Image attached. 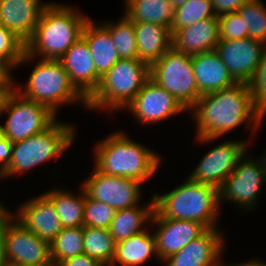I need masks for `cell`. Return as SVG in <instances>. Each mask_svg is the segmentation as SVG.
<instances>
[{"label": "cell", "mask_w": 266, "mask_h": 266, "mask_svg": "<svg viewBox=\"0 0 266 266\" xmlns=\"http://www.w3.org/2000/svg\"><path fill=\"white\" fill-rule=\"evenodd\" d=\"M190 110L194 112L199 143L212 142L243 124L255 132L264 117L255 107L246 83L202 95Z\"/></svg>", "instance_id": "cell-1"}, {"label": "cell", "mask_w": 266, "mask_h": 266, "mask_svg": "<svg viewBox=\"0 0 266 266\" xmlns=\"http://www.w3.org/2000/svg\"><path fill=\"white\" fill-rule=\"evenodd\" d=\"M89 17L56 2L44 9L31 39L26 43V52L18 66L36 59L59 60L82 36Z\"/></svg>", "instance_id": "cell-2"}, {"label": "cell", "mask_w": 266, "mask_h": 266, "mask_svg": "<svg viewBox=\"0 0 266 266\" xmlns=\"http://www.w3.org/2000/svg\"><path fill=\"white\" fill-rule=\"evenodd\" d=\"M94 167L101 173L143 183L159 169L161 157L124 132H114L94 148Z\"/></svg>", "instance_id": "cell-3"}, {"label": "cell", "mask_w": 266, "mask_h": 266, "mask_svg": "<svg viewBox=\"0 0 266 266\" xmlns=\"http://www.w3.org/2000/svg\"><path fill=\"white\" fill-rule=\"evenodd\" d=\"M154 209L163 217L190 220L217 227L220 194L215 187L187 178L180 186L163 195L153 194Z\"/></svg>", "instance_id": "cell-4"}, {"label": "cell", "mask_w": 266, "mask_h": 266, "mask_svg": "<svg viewBox=\"0 0 266 266\" xmlns=\"http://www.w3.org/2000/svg\"><path fill=\"white\" fill-rule=\"evenodd\" d=\"M150 79V66L138 59H119L87 99L88 110H124Z\"/></svg>", "instance_id": "cell-5"}, {"label": "cell", "mask_w": 266, "mask_h": 266, "mask_svg": "<svg viewBox=\"0 0 266 266\" xmlns=\"http://www.w3.org/2000/svg\"><path fill=\"white\" fill-rule=\"evenodd\" d=\"M74 129L67 122L55 120L44 131L13 143L11 161L0 173V178L23 174L33 167L61 157L74 143Z\"/></svg>", "instance_id": "cell-6"}, {"label": "cell", "mask_w": 266, "mask_h": 266, "mask_svg": "<svg viewBox=\"0 0 266 266\" xmlns=\"http://www.w3.org/2000/svg\"><path fill=\"white\" fill-rule=\"evenodd\" d=\"M25 86L22 89L15 84L14 90L24 98L47 106L54 114L64 104L82 103L87 108V99L71 83L59 60L40 59Z\"/></svg>", "instance_id": "cell-7"}, {"label": "cell", "mask_w": 266, "mask_h": 266, "mask_svg": "<svg viewBox=\"0 0 266 266\" xmlns=\"http://www.w3.org/2000/svg\"><path fill=\"white\" fill-rule=\"evenodd\" d=\"M150 79L173 95L187 111L201 97L195 81L192 56L173 46L150 66Z\"/></svg>", "instance_id": "cell-8"}, {"label": "cell", "mask_w": 266, "mask_h": 266, "mask_svg": "<svg viewBox=\"0 0 266 266\" xmlns=\"http://www.w3.org/2000/svg\"><path fill=\"white\" fill-rule=\"evenodd\" d=\"M7 113L1 133L12 143L34 136L48 128L57 118L47 106L29 100L13 91L1 113Z\"/></svg>", "instance_id": "cell-9"}, {"label": "cell", "mask_w": 266, "mask_h": 266, "mask_svg": "<svg viewBox=\"0 0 266 266\" xmlns=\"http://www.w3.org/2000/svg\"><path fill=\"white\" fill-rule=\"evenodd\" d=\"M3 236L7 265L53 266L50 243L29 231L8 209L3 213Z\"/></svg>", "instance_id": "cell-10"}, {"label": "cell", "mask_w": 266, "mask_h": 266, "mask_svg": "<svg viewBox=\"0 0 266 266\" xmlns=\"http://www.w3.org/2000/svg\"><path fill=\"white\" fill-rule=\"evenodd\" d=\"M246 153L238 160L234 171L219 190L220 204L230 201L249 211L257 204L262 184L266 183V153L258 160ZM263 182V183H262Z\"/></svg>", "instance_id": "cell-11"}, {"label": "cell", "mask_w": 266, "mask_h": 266, "mask_svg": "<svg viewBox=\"0 0 266 266\" xmlns=\"http://www.w3.org/2000/svg\"><path fill=\"white\" fill-rule=\"evenodd\" d=\"M93 168L91 176L81 184L90 198L106 203L115 210L139 205L142 193L140 181L107 175Z\"/></svg>", "instance_id": "cell-12"}, {"label": "cell", "mask_w": 266, "mask_h": 266, "mask_svg": "<svg viewBox=\"0 0 266 266\" xmlns=\"http://www.w3.org/2000/svg\"><path fill=\"white\" fill-rule=\"evenodd\" d=\"M245 141H224L205 153L189 179L221 189L225 180L234 171L238 160L247 153Z\"/></svg>", "instance_id": "cell-13"}, {"label": "cell", "mask_w": 266, "mask_h": 266, "mask_svg": "<svg viewBox=\"0 0 266 266\" xmlns=\"http://www.w3.org/2000/svg\"><path fill=\"white\" fill-rule=\"evenodd\" d=\"M266 44L246 37L238 40L219 39L215 51L237 83L248 84L252 79Z\"/></svg>", "instance_id": "cell-14"}, {"label": "cell", "mask_w": 266, "mask_h": 266, "mask_svg": "<svg viewBox=\"0 0 266 266\" xmlns=\"http://www.w3.org/2000/svg\"><path fill=\"white\" fill-rule=\"evenodd\" d=\"M124 110L131 111L134 118L144 125L157 123L187 111L173 95L151 79Z\"/></svg>", "instance_id": "cell-15"}, {"label": "cell", "mask_w": 266, "mask_h": 266, "mask_svg": "<svg viewBox=\"0 0 266 266\" xmlns=\"http://www.w3.org/2000/svg\"><path fill=\"white\" fill-rule=\"evenodd\" d=\"M150 224L158 226L153 234L159 261L179 252L208 230L200 222L163 218L155 209Z\"/></svg>", "instance_id": "cell-16"}, {"label": "cell", "mask_w": 266, "mask_h": 266, "mask_svg": "<svg viewBox=\"0 0 266 266\" xmlns=\"http://www.w3.org/2000/svg\"><path fill=\"white\" fill-rule=\"evenodd\" d=\"M217 228L208 229L203 235L188 243L179 252L167 257L165 266H223V233Z\"/></svg>", "instance_id": "cell-17"}, {"label": "cell", "mask_w": 266, "mask_h": 266, "mask_svg": "<svg viewBox=\"0 0 266 266\" xmlns=\"http://www.w3.org/2000/svg\"><path fill=\"white\" fill-rule=\"evenodd\" d=\"M71 83L88 99L97 89L101 76L96 71L92 53L81 36L59 59Z\"/></svg>", "instance_id": "cell-18"}, {"label": "cell", "mask_w": 266, "mask_h": 266, "mask_svg": "<svg viewBox=\"0 0 266 266\" xmlns=\"http://www.w3.org/2000/svg\"><path fill=\"white\" fill-rule=\"evenodd\" d=\"M18 209L12 215L40 239L51 243L63 229L53 203L44 194L27 200Z\"/></svg>", "instance_id": "cell-19"}, {"label": "cell", "mask_w": 266, "mask_h": 266, "mask_svg": "<svg viewBox=\"0 0 266 266\" xmlns=\"http://www.w3.org/2000/svg\"><path fill=\"white\" fill-rule=\"evenodd\" d=\"M40 0H0V25L25 44L34 34L44 9L50 3Z\"/></svg>", "instance_id": "cell-20"}, {"label": "cell", "mask_w": 266, "mask_h": 266, "mask_svg": "<svg viewBox=\"0 0 266 266\" xmlns=\"http://www.w3.org/2000/svg\"><path fill=\"white\" fill-rule=\"evenodd\" d=\"M218 42V17L198 21L193 25L178 29L172 35V46L191 56L215 50Z\"/></svg>", "instance_id": "cell-21"}, {"label": "cell", "mask_w": 266, "mask_h": 266, "mask_svg": "<svg viewBox=\"0 0 266 266\" xmlns=\"http://www.w3.org/2000/svg\"><path fill=\"white\" fill-rule=\"evenodd\" d=\"M192 64L201 96L237 83L215 50L192 55Z\"/></svg>", "instance_id": "cell-22"}, {"label": "cell", "mask_w": 266, "mask_h": 266, "mask_svg": "<svg viewBox=\"0 0 266 266\" xmlns=\"http://www.w3.org/2000/svg\"><path fill=\"white\" fill-rule=\"evenodd\" d=\"M138 60L151 66L172 47V34L167 26L149 22H133Z\"/></svg>", "instance_id": "cell-23"}, {"label": "cell", "mask_w": 266, "mask_h": 266, "mask_svg": "<svg viewBox=\"0 0 266 266\" xmlns=\"http://www.w3.org/2000/svg\"><path fill=\"white\" fill-rule=\"evenodd\" d=\"M82 37L92 53L96 71L102 77L120 59L111 34L102 23L97 25L89 18L84 25Z\"/></svg>", "instance_id": "cell-24"}, {"label": "cell", "mask_w": 266, "mask_h": 266, "mask_svg": "<svg viewBox=\"0 0 266 266\" xmlns=\"http://www.w3.org/2000/svg\"><path fill=\"white\" fill-rule=\"evenodd\" d=\"M153 255L158 258L155 237L145 230L116 243L110 266H143Z\"/></svg>", "instance_id": "cell-25"}, {"label": "cell", "mask_w": 266, "mask_h": 266, "mask_svg": "<svg viewBox=\"0 0 266 266\" xmlns=\"http://www.w3.org/2000/svg\"><path fill=\"white\" fill-rule=\"evenodd\" d=\"M154 212V197L145 206H133L130 208L116 210L115 216L108 228L115 242L125 240L146 229L145 223L151 222ZM143 228V229H142Z\"/></svg>", "instance_id": "cell-26"}, {"label": "cell", "mask_w": 266, "mask_h": 266, "mask_svg": "<svg viewBox=\"0 0 266 266\" xmlns=\"http://www.w3.org/2000/svg\"><path fill=\"white\" fill-rule=\"evenodd\" d=\"M125 16L132 22H149L170 29L175 8L170 0H125Z\"/></svg>", "instance_id": "cell-27"}, {"label": "cell", "mask_w": 266, "mask_h": 266, "mask_svg": "<svg viewBox=\"0 0 266 266\" xmlns=\"http://www.w3.org/2000/svg\"><path fill=\"white\" fill-rule=\"evenodd\" d=\"M81 195L68 190H49L43 193L54 205L63 228L84 226L85 191L81 185Z\"/></svg>", "instance_id": "cell-28"}, {"label": "cell", "mask_w": 266, "mask_h": 266, "mask_svg": "<svg viewBox=\"0 0 266 266\" xmlns=\"http://www.w3.org/2000/svg\"><path fill=\"white\" fill-rule=\"evenodd\" d=\"M84 254L110 266L115 254L116 242L108 229L84 226Z\"/></svg>", "instance_id": "cell-29"}, {"label": "cell", "mask_w": 266, "mask_h": 266, "mask_svg": "<svg viewBox=\"0 0 266 266\" xmlns=\"http://www.w3.org/2000/svg\"><path fill=\"white\" fill-rule=\"evenodd\" d=\"M84 226L63 228L50 243L53 266L60 262L84 254Z\"/></svg>", "instance_id": "cell-30"}, {"label": "cell", "mask_w": 266, "mask_h": 266, "mask_svg": "<svg viewBox=\"0 0 266 266\" xmlns=\"http://www.w3.org/2000/svg\"><path fill=\"white\" fill-rule=\"evenodd\" d=\"M123 16L116 23L112 21L102 25L110 32L120 59H138L134 23Z\"/></svg>", "instance_id": "cell-31"}, {"label": "cell", "mask_w": 266, "mask_h": 266, "mask_svg": "<svg viewBox=\"0 0 266 266\" xmlns=\"http://www.w3.org/2000/svg\"><path fill=\"white\" fill-rule=\"evenodd\" d=\"M210 17H218L215 14L211 0H189L175 7L174 21L170 26V32L173 35L178 29L188 27Z\"/></svg>", "instance_id": "cell-32"}, {"label": "cell", "mask_w": 266, "mask_h": 266, "mask_svg": "<svg viewBox=\"0 0 266 266\" xmlns=\"http://www.w3.org/2000/svg\"><path fill=\"white\" fill-rule=\"evenodd\" d=\"M261 0H251L243 4L238 14L248 29V37L266 44V8Z\"/></svg>", "instance_id": "cell-33"}, {"label": "cell", "mask_w": 266, "mask_h": 266, "mask_svg": "<svg viewBox=\"0 0 266 266\" xmlns=\"http://www.w3.org/2000/svg\"><path fill=\"white\" fill-rule=\"evenodd\" d=\"M26 44L9 29L0 25V61L11 71L18 67Z\"/></svg>", "instance_id": "cell-34"}, {"label": "cell", "mask_w": 266, "mask_h": 266, "mask_svg": "<svg viewBox=\"0 0 266 266\" xmlns=\"http://www.w3.org/2000/svg\"><path fill=\"white\" fill-rule=\"evenodd\" d=\"M116 210L110 205L90 198L85 193L84 226L108 229Z\"/></svg>", "instance_id": "cell-35"}, {"label": "cell", "mask_w": 266, "mask_h": 266, "mask_svg": "<svg viewBox=\"0 0 266 266\" xmlns=\"http://www.w3.org/2000/svg\"><path fill=\"white\" fill-rule=\"evenodd\" d=\"M250 95L255 107L265 116L266 114V48L263 51L260 63L248 83Z\"/></svg>", "instance_id": "cell-36"}, {"label": "cell", "mask_w": 266, "mask_h": 266, "mask_svg": "<svg viewBox=\"0 0 266 266\" xmlns=\"http://www.w3.org/2000/svg\"><path fill=\"white\" fill-rule=\"evenodd\" d=\"M219 39L238 40L248 37V29L238 12L218 16Z\"/></svg>", "instance_id": "cell-37"}, {"label": "cell", "mask_w": 266, "mask_h": 266, "mask_svg": "<svg viewBox=\"0 0 266 266\" xmlns=\"http://www.w3.org/2000/svg\"><path fill=\"white\" fill-rule=\"evenodd\" d=\"M251 0H211L216 16L237 12L245 3Z\"/></svg>", "instance_id": "cell-38"}, {"label": "cell", "mask_w": 266, "mask_h": 266, "mask_svg": "<svg viewBox=\"0 0 266 266\" xmlns=\"http://www.w3.org/2000/svg\"><path fill=\"white\" fill-rule=\"evenodd\" d=\"M13 143L0 130V173L9 165Z\"/></svg>", "instance_id": "cell-39"}, {"label": "cell", "mask_w": 266, "mask_h": 266, "mask_svg": "<svg viewBox=\"0 0 266 266\" xmlns=\"http://www.w3.org/2000/svg\"><path fill=\"white\" fill-rule=\"evenodd\" d=\"M57 266H104L97 259L86 254L78 255L60 262Z\"/></svg>", "instance_id": "cell-40"}, {"label": "cell", "mask_w": 266, "mask_h": 266, "mask_svg": "<svg viewBox=\"0 0 266 266\" xmlns=\"http://www.w3.org/2000/svg\"><path fill=\"white\" fill-rule=\"evenodd\" d=\"M14 79H0V116L5 107L7 98L15 89Z\"/></svg>", "instance_id": "cell-41"}, {"label": "cell", "mask_w": 266, "mask_h": 266, "mask_svg": "<svg viewBox=\"0 0 266 266\" xmlns=\"http://www.w3.org/2000/svg\"><path fill=\"white\" fill-rule=\"evenodd\" d=\"M0 266H7L3 236V214L0 216Z\"/></svg>", "instance_id": "cell-42"}, {"label": "cell", "mask_w": 266, "mask_h": 266, "mask_svg": "<svg viewBox=\"0 0 266 266\" xmlns=\"http://www.w3.org/2000/svg\"><path fill=\"white\" fill-rule=\"evenodd\" d=\"M236 264H232V265L229 264L228 266H266V263H264L263 261H260V259L259 260L252 259V260H249L248 262L246 261L240 264L238 263Z\"/></svg>", "instance_id": "cell-43"}, {"label": "cell", "mask_w": 266, "mask_h": 266, "mask_svg": "<svg viewBox=\"0 0 266 266\" xmlns=\"http://www.w3.org/2000/svg\"><path fill=\"white\" fill-rule=\"evenodd\" d=\"M0 79H13L11 71L0 61Z\"/></svg>", "instance_id": "cell-44"}, {"label": "cell", "mask_w": 266, "mask_h": 266, "mask_svg": "<svg viewBox=\"0 0 266 266\" xmlns=\"http://www.w3.org/2000/svg\"><path fill=\"white\" fill-rule=\"evenodd\" d=\"M170 1L173 4V7L175 8V7L179 6V5H182V4L186 3L189 0H170Z\"/></svg>", "instance_id": "cell-45"}, {"label": "cell", "mask_w": 266, "mask_h": 266, "mask_svg": "<svg viewBox=\"0 0 266 266\" xmlns=\"http://www.w3.org/2000/svg\"><path fill=\"white\" fill-rule=\"evenodd\" d=\"M7 210V208H5L4 204L2 202H0V216Z\"/></svg>", "instance_id": "cell-46"}]
</instances>
